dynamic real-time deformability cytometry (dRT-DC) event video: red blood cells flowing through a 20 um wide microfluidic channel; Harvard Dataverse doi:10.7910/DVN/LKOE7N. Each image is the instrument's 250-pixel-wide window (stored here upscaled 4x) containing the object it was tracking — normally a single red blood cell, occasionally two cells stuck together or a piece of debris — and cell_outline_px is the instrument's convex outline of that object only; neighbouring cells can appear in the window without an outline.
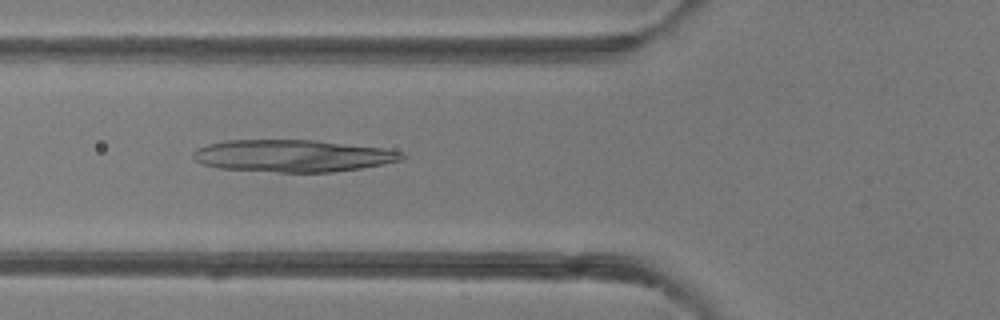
{"species": "common noctule bat (a hibernating species)", "species_latin": "Nyctalus noctula", "temperature_condition": "room temperature", "stored_images_in_passage": 42, "camera_frame_rate_fps": 3000, "um_per_image_px": 0.085, "animal": {"sex": "female"}, "frame": {"image": 1, "passage_image": 12, "time_ms": 3.667, "image_size_px": [1000, 320], "cell_outline_px": [[408, 156], [404, 160], [384, 164], [360, 168], [332, 172], [276, 172], [220, 168], [204, 164], [196, 160], [192, 156], [192, 152], [196, 148], [208, 144], [228, 140], [316, 140], [384, 148], [400, 152]], "centroid_in_image_um": [24.91, 13.24], "position_along_channel_um": 100.9, "area_um2": 39.13}}
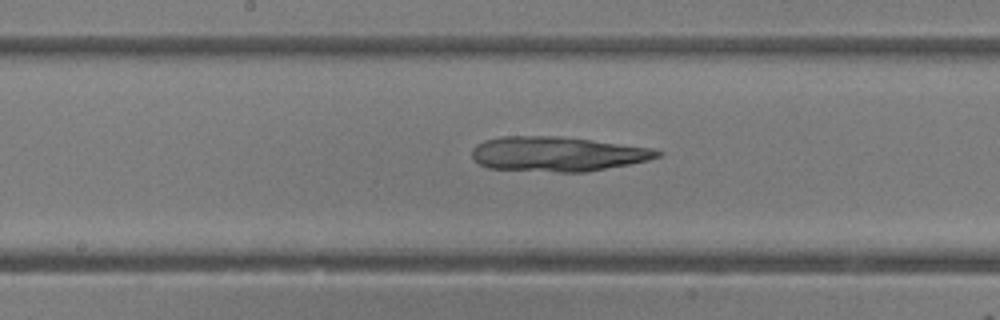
{"frame": {"image": 2, "passage_image": 19, "time_ms": 6.0, "image_size_px": [1000, 320], "cell_outline_px": [[664, 152], [660, 156], [648, 160], [628, 164], [584, 172], [560, 172], [488, 168], [480, 164], [472, 156], [472, 148], [476, 144], [484, 140], [500, 136], [564, 136], [652, 148]], "centroid_in_image_um": [47.36, 13.07], "position_along_channel_um": 200.8, "area_um2": 37.51}}
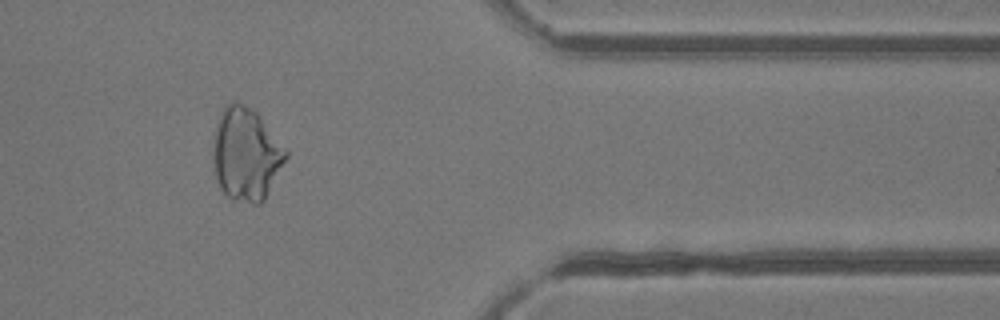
{"frame": {"image": 3, "passage_image": 34, "time_ms": 11.0, "image_size_px": [1000, 320], "cell_outline_px": [[288, 156], [264, 200], [260, 204], [252, 204], [228, 196], [220, 188], [212, 168], [212, 144], [216, 124], [220, 112], [224, 104], [232, 100], [236, 100], [252, 108], [256, 112], [288, 152]], "centroid_in_image_um": [20.87, 13.07], "position_along_channel_um": 390.5, "area_um2": 39.65}}